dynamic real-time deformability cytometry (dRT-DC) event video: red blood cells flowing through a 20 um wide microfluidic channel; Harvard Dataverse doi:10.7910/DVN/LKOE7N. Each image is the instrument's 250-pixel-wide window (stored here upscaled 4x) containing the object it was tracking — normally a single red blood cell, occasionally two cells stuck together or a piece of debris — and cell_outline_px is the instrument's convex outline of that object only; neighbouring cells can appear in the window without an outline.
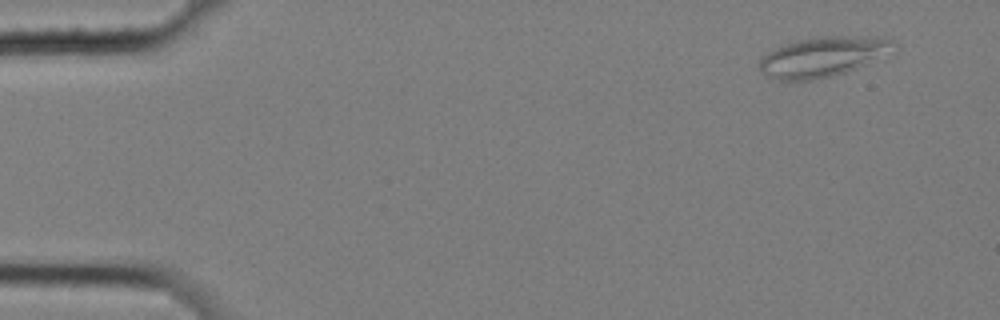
{"species": "common noctule bat (a hibernating species)", "species_latin": "Nyctalus noctula", "temperature_condition": "cold", "stored_images_in_passage": 6, "camera_frame_rate_fps": 3000, "um_per_image_px": 0.085, "animal": {"sex": "female", "body_mass_g": 25.1}, "frame": {"image": 1, "passage_image": 1, "time_ms": 0.0, "image_size_px": [1000, 320], "cell_outline_px": [[896, 40], [864, 64], [856, 68], [832, 76], [812, 80], [780, 80], [768, 76], [760, 72], [760, 60], [768, 52], [776, 48], [796, 40], [820, 36], [888, 36]], "centroid_in_image_um": [69.82, 4.81], "position_along_channel_um": 15.2, "area_um2": 30.17}}